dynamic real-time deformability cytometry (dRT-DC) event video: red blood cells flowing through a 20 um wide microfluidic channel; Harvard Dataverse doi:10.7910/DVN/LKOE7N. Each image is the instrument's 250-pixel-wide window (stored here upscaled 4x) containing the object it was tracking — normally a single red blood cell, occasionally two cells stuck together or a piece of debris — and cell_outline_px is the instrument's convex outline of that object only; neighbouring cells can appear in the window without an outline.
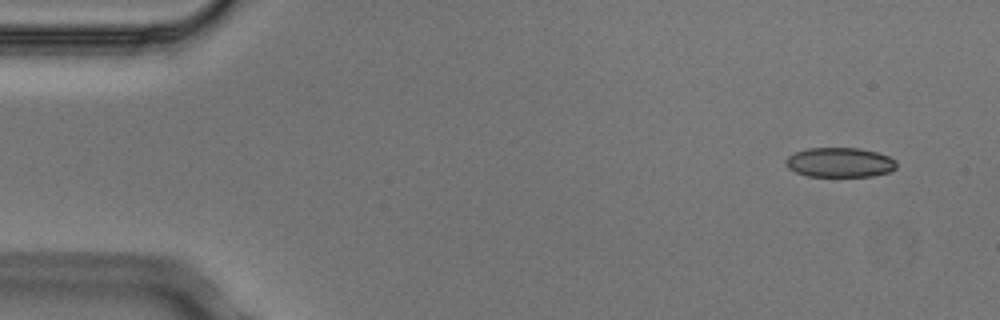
{"species": "Egyptian fruit bat (a non-hibernating species)", "species_latin": "Rousettus aegyptiacus", "temperature_condition": "cold", "stored_images_in_passage": 5, "camera_frame_rate_fps": 3000, "um_per_image_px": 0.085, "animal": {"sex": "male"}, "frame": {"image": 1, "passage_image": 1, "time_ms": 0.0, "image_size_px": [1000, 320], "cell_outline_px": [[896, 168], [888, 172], [872, 176], [808, 176], [796, 172], [788, 168], [784, 160], [792, 152], [808, 148], [860, 148], [876, 152], [888, 156], [896, 160]], "centroid_in_image_um": [71.35, 13.8], "position_along_channel_um": 13.6, "area_um2": 19.19}}
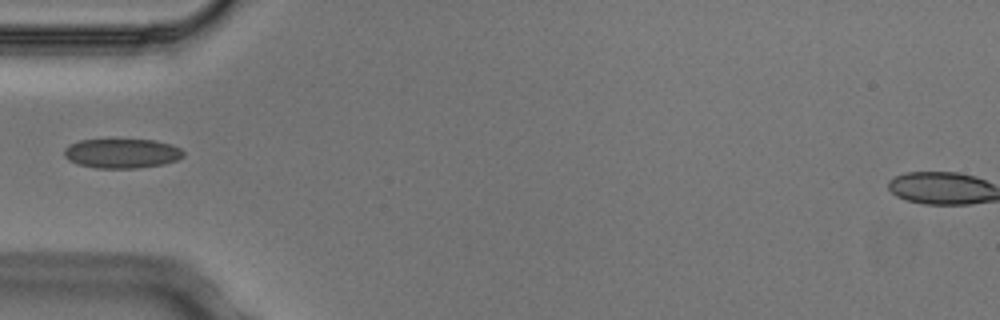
{"frame": {"image": 2, "passage_image": 4, "time_ms": 1.0, "image_size_px": [1000, 320], "cell_outline_px": [[184, 156], [176, 160], [164, 164], [136, 168], [96, 168], [76, 164], [68, 160], [64, 156], [64, 148], [68, 144], [80, 140], [152, 140], [172, 144], [180, 148], [184, 152]], "centroid_in_image_um": [10.33, 13.04], "position_along_channel_um": 74.7, "area_um2": 20.58}}
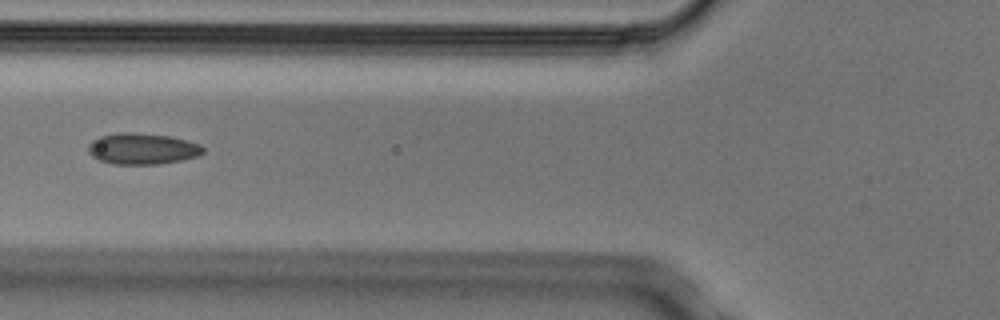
{"frame": {"image": 3, "passage_image": 5, "time_ms": 1.333, "image_size_px": [1000, 320], "cell_outline_px": [[204, 152], [200, 156], [160, 164], [112, 164], [100, 160], [92, 156], [88, 152], [88, 144], [92, 140], [100, 136], [120, 132], [136, 132], [168, 136], [200, 144], [204, 148]], "centroid_in_image_um": [12.08, 12.64], "position_along_channel_um": 113.7, "area_um2": 20.92}}